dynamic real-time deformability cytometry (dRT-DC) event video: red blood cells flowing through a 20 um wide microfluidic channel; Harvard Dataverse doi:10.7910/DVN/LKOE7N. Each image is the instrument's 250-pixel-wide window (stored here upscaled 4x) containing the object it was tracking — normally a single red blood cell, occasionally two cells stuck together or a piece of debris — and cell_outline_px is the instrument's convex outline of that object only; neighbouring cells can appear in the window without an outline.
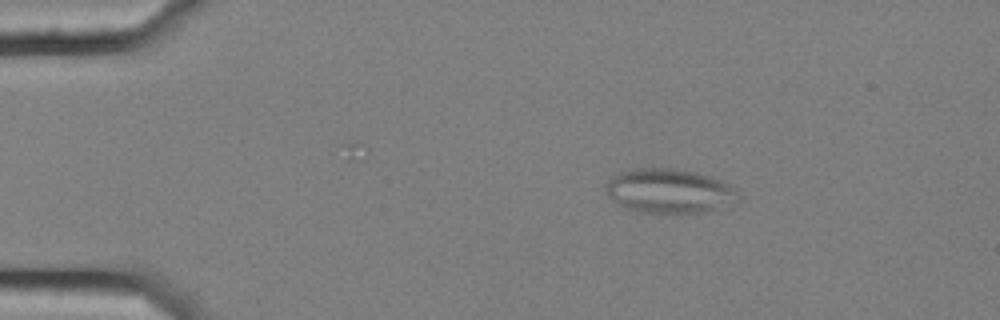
{"species": "common noctule bat (a hibernating species)", "species_latin": "Nyctalus noctula", "temperature_condition": "cold", "stored_images_in_passage": 49, "segment_of_instrument_passage": [1, 2], "camera_frame_rate_fps": 3000, "um_per_image_px": 0.085, "animal": {"sex": "female", "body_mass_g": 25.1}, "frame": {"image": 1, "passage_image": 10, "time_ms": 3.0, "image_size_px": [1000, 320], "cell_outline_px": [[740, 200], [732, 208], [704, 212], [660, 216], [640, 212], [628, 208], [620, 204], [608, 196], [604, 188], [604, 184], [612, 176], [620, 172], [632, 168], [676, 168], [696, 172], [712, 176], [732, 184], [740, 196]], "centroid_in_image_um": [56.99, 16.27], "position_along_channel_um": 28.0, "area_um2": 35.95}}